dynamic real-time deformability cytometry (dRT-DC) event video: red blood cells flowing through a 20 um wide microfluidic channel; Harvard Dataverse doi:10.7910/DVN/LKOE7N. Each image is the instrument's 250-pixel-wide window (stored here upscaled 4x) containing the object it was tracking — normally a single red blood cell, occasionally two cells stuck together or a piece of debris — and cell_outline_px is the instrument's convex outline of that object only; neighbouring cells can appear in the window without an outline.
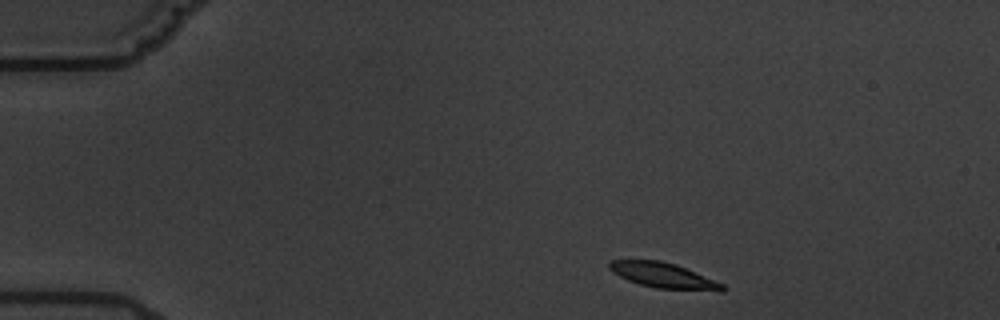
{"species": "common noctule bat (a hibernating species)", "species_latin": "Nyctalus noctula", "temperature_condition": "warm", "stored_images_in_passage": 5, "camera_frame_rate_fps": 3000, "um_per_image_px": 0.085, "animal": {"sex": "male", "body_mass_g": 19.5, "forearm_length_mm": 54.6}, "frame": {"image": 1, "passage_image": 1, "time_ms": 0.0, "image_size_px": [1000, 320], "cell_outline_px": [[728, 288], [724, 292], [720, 292], [656, 288], [640, 284], [628, 280], [612, 272], [608, 268], [608, 264], [612, 260], [660, 260], [676, 264], [724, 284]], "centroid_in_image_um": [56.45, 23.43], "position_along_channel_um": 28.5, "area_um2": 16.82}}